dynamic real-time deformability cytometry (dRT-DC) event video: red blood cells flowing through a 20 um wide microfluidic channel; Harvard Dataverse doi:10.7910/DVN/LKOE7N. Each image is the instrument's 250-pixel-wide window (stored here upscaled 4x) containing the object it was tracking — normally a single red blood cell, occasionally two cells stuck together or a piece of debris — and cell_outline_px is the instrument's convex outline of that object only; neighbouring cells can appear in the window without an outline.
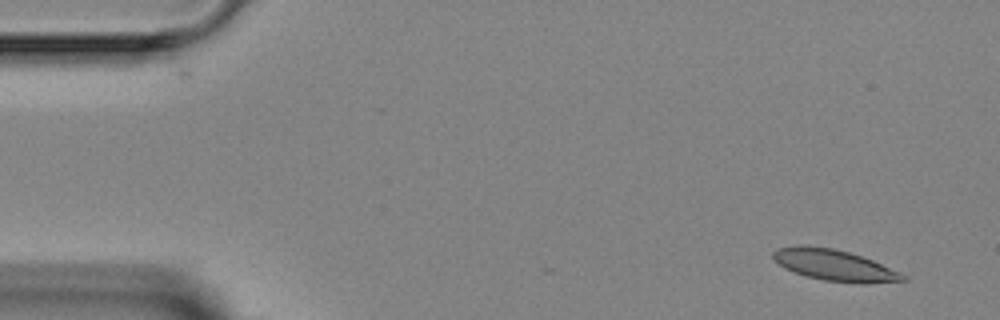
{"species": "Egyptian fruit bat (a non-hibernating species)", "species_latin": "Rousettus aegyptiacus", "temperature_condition": "room temperature", "stored_images_in_passage": 4, "camera_frame_rate_fps": 3000, "um_per_image_px": 0.085, "animal": {"sex": "female"}, "frame": {"image": 1, "passage_image": 1, "time_ms": 0.0, "image_size_px": [1000, 320], "cell_outline_px": [[908, 280], [864, 284], [824, 280], [804, 276], [784, 268], [772, 256], [772, 252], [776, 248], [796, 244], [808, 244], [832, 248], [848, 252], [872, 260], [900, 272], [908, 276]], "centroid_in_image_um": [70.9, 22.53], "position_along_channel_um": 14.1, "area_um2": 23.81}}
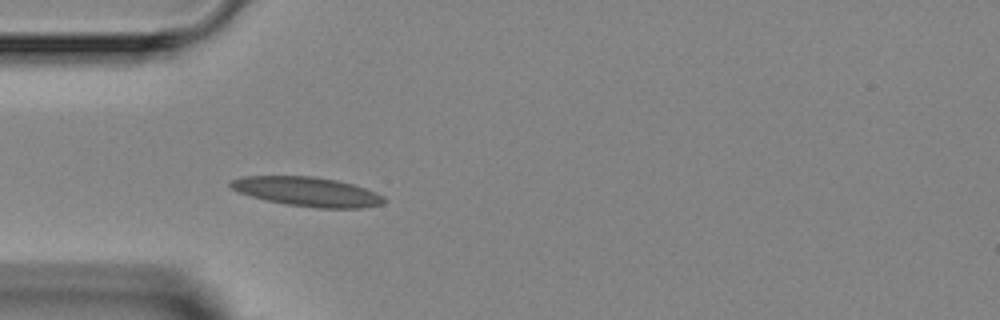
{"frame": {"image": 2, "passage_image": 4, "time_ms": 3.667, "image_size_px": [1000, 320], "cell_outline_px": [[388, 200], [384, 204], [360, 208], [316, 208], [288, 204], [264, 200], [240, 192], [232, 188], [228, 184], [232, 180], [244, 176], [312, 176], [336, 180], [352, 184], [364, 188], [384, 196]], "centroid_in_image_um": [26.15, 16.29], "position_along_channel_um": 58.8, "area_um2": 26.07}}